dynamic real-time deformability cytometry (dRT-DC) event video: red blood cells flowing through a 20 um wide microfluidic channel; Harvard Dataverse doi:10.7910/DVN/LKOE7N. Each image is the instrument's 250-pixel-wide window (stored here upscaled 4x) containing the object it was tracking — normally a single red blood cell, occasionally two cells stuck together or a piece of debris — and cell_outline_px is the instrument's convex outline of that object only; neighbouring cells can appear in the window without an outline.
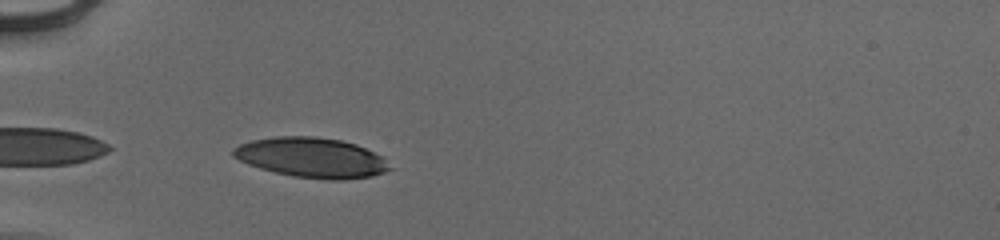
{"species": "human", "species_latin": "Homo sapiens", "temperature_condition": "cold", "stored_images_in_passage": 34, "camera_frame_rate_fps": 3000, "um_per_image_px": 0.085, "donor": {"sex": "male"}, "frame": {"image": 1, "passage_image": 1, "time_ms": 0.0, "image_size_px": [1000, 240], "cell_outline_px": [[396, 168], [372, 176], [344, 180], [328, 180], [292, 176], [260, 168], [248, 164], [232, 156], [232, 148], [240, 144], [252, 140], [276, 136], [316, 136], [340, 140], [356, 144], [380, 156]], "centroid_in_image_um": [26.49, 13.4], "position_along_channel_um": 58.5, "area_um2": 36.53}}
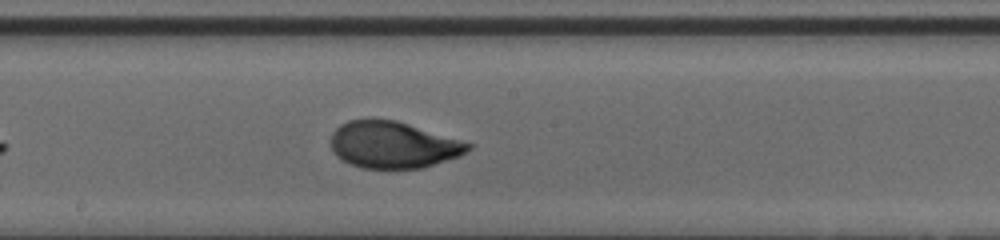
{"frame": {"image": 2, "passage_image": 14, "time_ms": 4.333, "image_size_px": [1000, 240], "cell_outline_px": [[476, 144], [472, 148], [456, 156], [424, 168], [360, 168], [348, 164], [336, 156], [332, 148], [332, 132], [340, 124], [348, 120], [364, 116], [372, 116], [396, 120]], "centroid_in_image_um": [33.38, 12.27], "position_along_channel_um": 214.8, "area_um2": 38.03}}
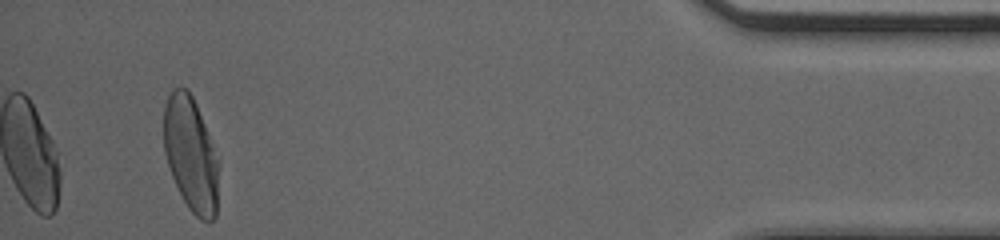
{"frame": {"image": 3, "passage_image": 34, "time_ms": 11.0, "image_size_px": [1000, 240], "cell_outline_px": [[216, 216], [212, 220], [200, 220], [188, 208], [172, 176], [164, 152], [164, 108], [168, 96], [172, 88], [188, 88], [196, 104], [204, 124], [216, 160]], "centroid_in_image_um": [16.16, 13.08], "position_along_channel_um": 419.0, "area_um2": 35.37}, "authors_computed_cell_mechanics": {"area_um2": 37.4255, "velocity_mm_per_s": 3.934, "shape_relaxation_time_tau1_ms": 2.8977, "shape_relaxation_time_tau2_ms": null, "deformation_change_tau1": 0.1869, "deformation_change_tau2": null}}